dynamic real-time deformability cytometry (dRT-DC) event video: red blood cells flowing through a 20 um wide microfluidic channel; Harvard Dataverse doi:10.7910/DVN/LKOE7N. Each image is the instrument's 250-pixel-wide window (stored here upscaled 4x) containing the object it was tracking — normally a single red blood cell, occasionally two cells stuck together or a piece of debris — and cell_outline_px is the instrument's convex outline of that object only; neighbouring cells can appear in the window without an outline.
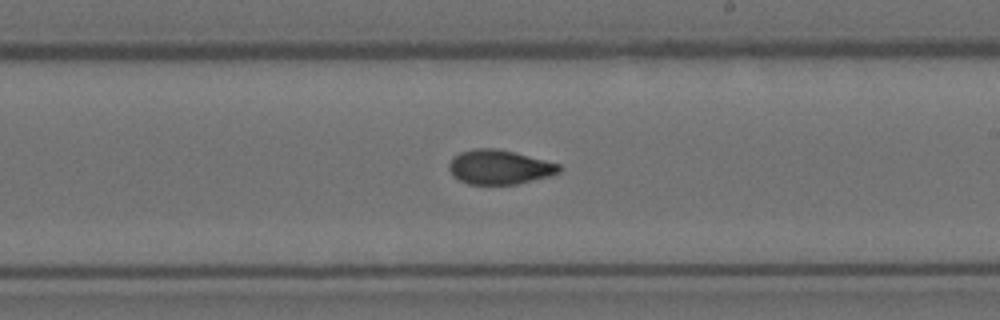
{"species": "Egyptian fruit bat (a non-hibernating species)", "species_latin": "Rousettus aegyptiacus", "temperature_condition": "room temperature", "stored_images_in_passage": 8, "segment_of_instrument_passage": [2, 2], "camera_frame_rate_fps": 3000, "um_per_image_px": 0.085, "animal": {"sex": "female"}, "frame": {"image": 1, "passage_image": 8, "time_ms": 2.333, "image_size_px": [1000, 320], "cell_outline_px": [[560, 172], [548, 176], [516, 184], [468, 184], [452, 176], [448, 168], [448, 164], [452, 156], [460, 152], [472, 148], [496, 148], [560, 164]], "centroid_in_image_um": [42.38, 14.2], "position_along_channel_um": 246.6, "area_um2": 21.96}}